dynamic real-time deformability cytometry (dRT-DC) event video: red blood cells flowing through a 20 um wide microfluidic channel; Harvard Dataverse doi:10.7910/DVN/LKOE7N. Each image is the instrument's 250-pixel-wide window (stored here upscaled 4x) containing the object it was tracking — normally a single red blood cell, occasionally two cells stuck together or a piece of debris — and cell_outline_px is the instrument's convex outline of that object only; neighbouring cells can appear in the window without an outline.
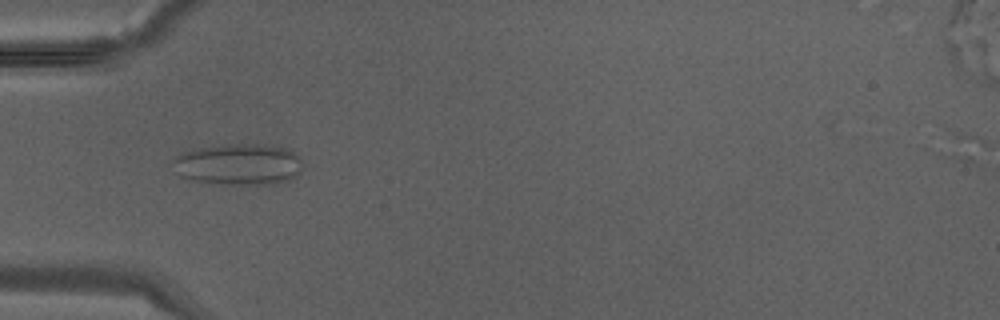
{"species": "Egyptian fruit bat (a non-hibernating species)", "species_latin": "Rousettus aegyptiacus", "temperature_condition": "warm", "stored_images_in_passage": 17, "camera_frame_rate_fps": 3000, "um_per_image_px": 0.085, "animal": {"sex": "male"}, "frame": {"image": 1, "passage_image": 1, "time_ms": 0.0, "image_size_px": [1000, 320], "cell_outline_px": [[300, 172], [292, 180], [272, 184], [212, 184], [192, 180], [180, 176], [172, 160], [176, 156], [184, 152], [200, 148], [236, 144], [264, 144], [284, 148], [300, 156]], "centroid_in_image_um": [20.3, 13.99], "position_along_channel_um": 64.7, "area_um2": 31.1}}
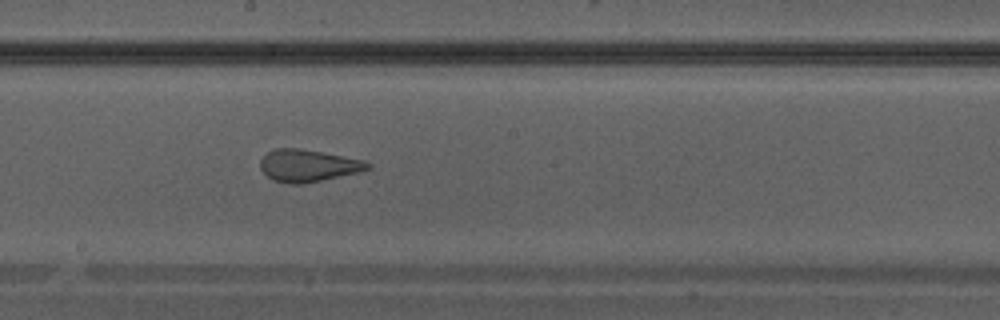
{"frame": {"image": 2, "passage_image": 10, "time_ms": 3.0, "image_size_px": [1000, 320], "cell_outline_px": [[372, 164], [368, 168], [360, 172], [304, 184], [288, 184], [272, 180], [260, 168], [260, 160], [268, 152], [276, 148], [300, 148], [364, 160]], "centroid_in_image_um": [26.18, 14.08], "position_along_channel_um": 222.0, "area_um2": 20.11}}
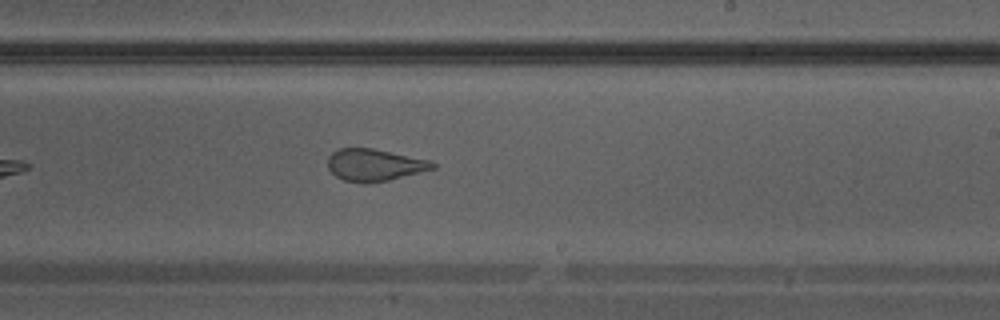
{"frame": {"image": 3, "passage_image": 12, "time_ms": 3.667, "image_size_px": [1000, 320], "cell_outline_px": [[436, 168], [388, 180], [368, 184], [364, 184], [344, 180], [336, 176], [328, 168], [328, 156], [332, 152], [340, 148], [372, 148], [428, 160], [436, 164]], "centroid_in_image_um": [31.8, 14.03], "position_along_channel_um": 257.2, "area_um2": 19.48}}